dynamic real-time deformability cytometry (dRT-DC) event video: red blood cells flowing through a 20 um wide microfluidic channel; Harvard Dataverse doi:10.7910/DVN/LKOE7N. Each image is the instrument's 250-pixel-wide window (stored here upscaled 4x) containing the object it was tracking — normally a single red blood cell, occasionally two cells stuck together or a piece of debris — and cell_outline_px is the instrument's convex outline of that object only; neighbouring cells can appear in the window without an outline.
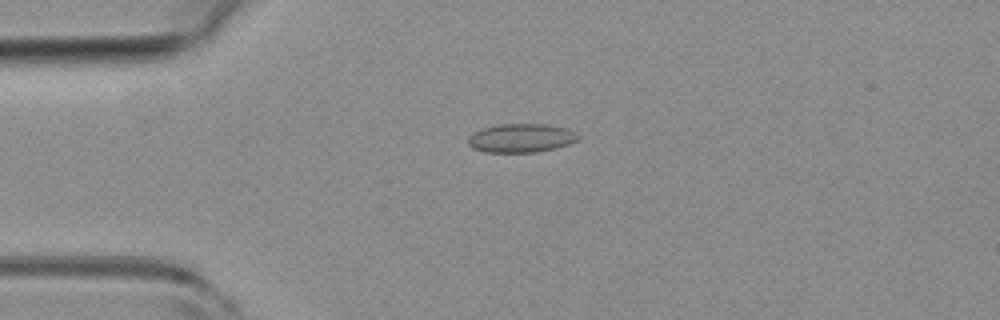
{"species": "common noctule bat (a hibernating species)", "species_latin": "Nyctalus noctula", "temperature_condition": "room temperature", "stored_images_in_passage": 6, "camera_frame_rate_fps": 3000, "um_per_image_px": 0.085, "animal": {"sex": "female", "body_mass_g": 19.3, "forearm_length_mm": 54.1}, "frame": {"image": 1, "passage_image": 4, "time_ms": 1.0, "image_size_px": [1000, 320], "cell_outline_px": [[580, 140], [568, 144], [536, 152], [484, 152], [472, 148], [468, 144], [468, 136], [472, 132], [480, 128], [500, 124], [548, 124], [568, 128], [576, 132], [580, 136]], "centroid_in_image_um": [44.28, 11.72], "position_along_channel_um": 40.7, "area_um2": 18.67}}
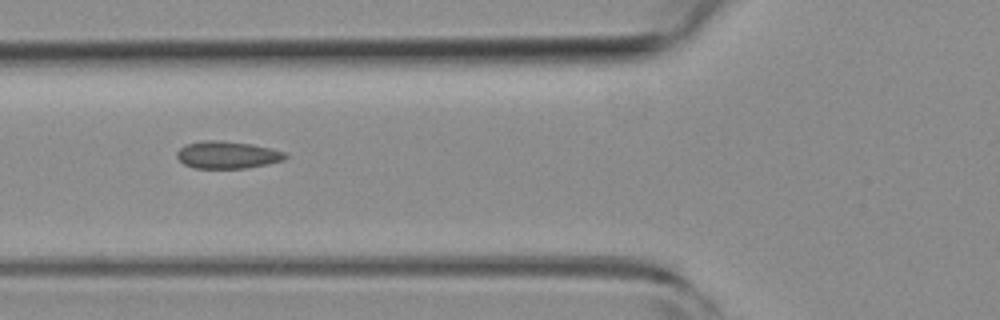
{"frame": {"image": 2, "passage_image": 6, "time_ms": 1.667, "image_size_px": [1000, 320], "cell_outline_px": [[288, 156], [284, 160], [268, 164], [248, 168], [192, 168], [184, 164], [176, 156], [176, 152], [184, 144], [204, 140], [220, 140], [252, 144], [272, 148], [288, 152]], "centroid_in_image_um": [19.35, 13.16], "position_along_channel_um": 106.5, "area_um2": 17.57}}